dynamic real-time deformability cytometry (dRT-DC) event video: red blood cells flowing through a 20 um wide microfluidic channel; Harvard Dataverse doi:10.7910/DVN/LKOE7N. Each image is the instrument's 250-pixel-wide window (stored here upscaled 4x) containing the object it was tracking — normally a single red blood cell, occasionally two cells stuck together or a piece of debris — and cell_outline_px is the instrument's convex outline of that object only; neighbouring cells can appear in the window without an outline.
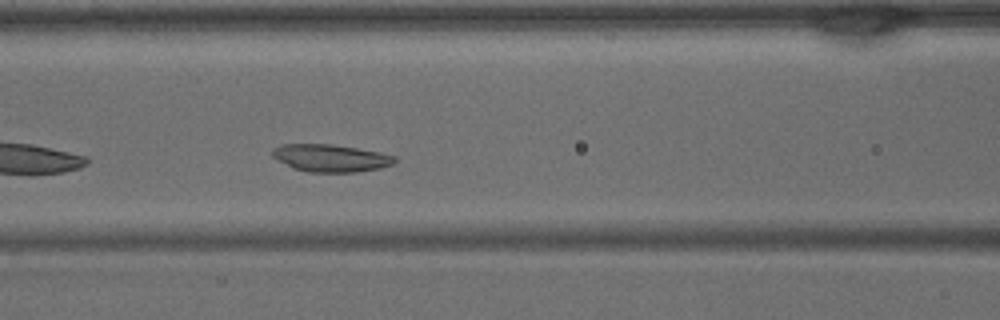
{"species": "common noctule bat (a hibernating species)", "species_latin": "Nyctalus noctula", "temperature_condition": "warm", "stored_images_in_passage": 26, "camera_frame_rate_fps": 3000, "um_per_image_px": 0.085, "animal": {"sex": "male", "body_mass_g": 15.6}, "frame": {"image": 1, "passage_image": 8, "time_ms": 2.333, "image_size_px": [1000, 320], "cell_outline_px": [[396, 160], [392, 164], [380, 168], [356, 172], [308, 172], [296, 168], [272, 156], [272, 152], [276, 148], [284, 144], [332, 144], [380, 152], [396, 156]], "centroid_in_image_um": [28.17, 13.43], "position_along_channel_um": 138.4, "area_um2": 19.19}}